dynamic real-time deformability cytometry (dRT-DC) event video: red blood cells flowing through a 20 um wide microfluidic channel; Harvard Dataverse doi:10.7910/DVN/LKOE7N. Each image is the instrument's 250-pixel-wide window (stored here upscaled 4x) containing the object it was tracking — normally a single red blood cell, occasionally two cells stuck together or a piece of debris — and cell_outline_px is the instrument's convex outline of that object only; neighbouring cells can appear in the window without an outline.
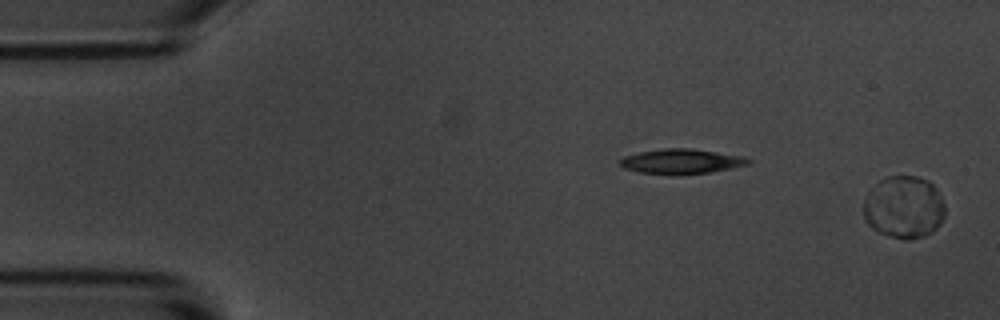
{"species": "common noctule bat (a hibernating species)", "species_latin": "Nyctalus noctula", "temperature_condition": "room temperature", "stored_images_in_passage": 2, "segment_of_instrument_passage": [2, 2], "camera_frame_rate_fps": 3000, "um_per_image_px": 0.085, "animal": {"sex": "male", "body_mass_g": 20.1, "forearm_length_mm": 53.5}, "frame": {"image": 1, "passage_image": 2, "time_ms": 0.333, "image_size_px": [1000, 320], "cell_outline_px": [[944, 216], [940, 224], [932, 232], [924, 236], [908, 240], [904, 240], [880, 232], [872, 228], [864, 220], [864, 196], [884, 176], [916, 176], [928, 180], [936, 188], [944, 204]], "centroid_in_image_um": [76.82, 17.61], "position_along_channel_um": 8.2, "area_um2": 29.71}}